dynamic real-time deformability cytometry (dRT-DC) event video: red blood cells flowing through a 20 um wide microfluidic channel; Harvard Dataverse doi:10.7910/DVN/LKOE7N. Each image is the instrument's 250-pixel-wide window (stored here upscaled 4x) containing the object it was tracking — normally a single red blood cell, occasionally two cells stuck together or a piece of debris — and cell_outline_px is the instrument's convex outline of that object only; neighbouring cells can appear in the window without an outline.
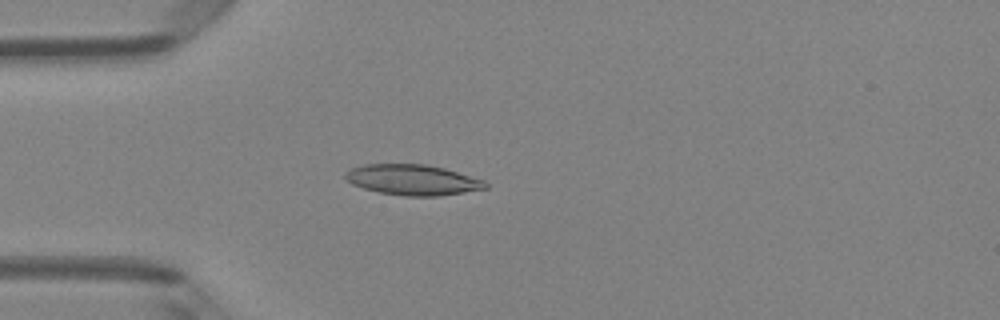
{"species": "Egyptian fruit bat (a non-hibernating species)", "species_latin": "Rousettus aegyptiacus", "temperature_condition": "room temperature", "stored_images_in_passage": 49, "camera_frame_rate_fps": 3000, "um_per_image_px": 0.085, "animal": {"sex": "female"}, "frame": {"image": 1, "passage_image": 14, "time_ms": 4.333, "image_size_px": [1000, 320], "cell_outline_px": [[488, 188], [440, 196], [404, 196], [380, 192], [364, 188], [352, 184], [344, 180], [344, 172], [352, 168], [364, 164], [424, 164], [444, 168], [484, 180], [488, 184]], "centroid_in_image_um": [35.05, 15.29], "position_along_channel_um": 49.9, "area_um2": 24.97}}
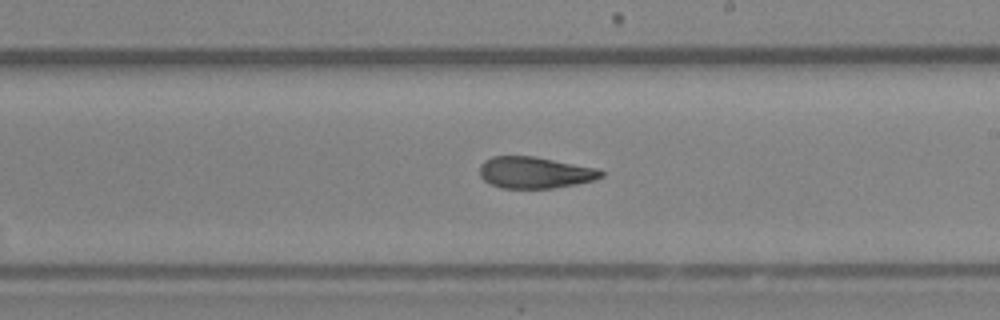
{"frame": {"image": 2, "passage_image": 29, "time_ms": 9.333, "image_size_px": [1000, 320], "cell_outline_px": [[604, 176], [592, 180], [576, 184], [552, 188], [500, 188], [484, 180], [480, 176], [480, 164], [484, 160], [492, 156], [532, 156], [596, 168], [604, 172]], "centroid_in_image_um": [45.43, 14.66], "position_along_channel_um": 243.6, "area_um2": 22.14}}
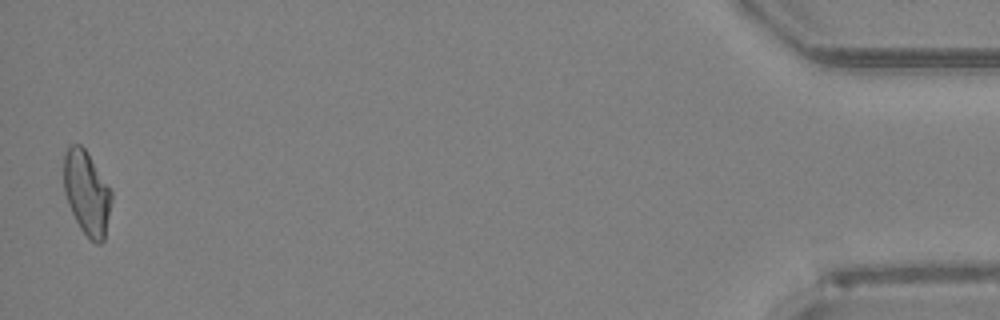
{"frame": {"image": 3, "passage_image": 49, "time_ms": 16.0, "image_size_px": [1000, 320], "cell_outline_px": [[112, 200], [104, 240], [100, 244], [96, 244], [80, 228], [68, 204], [64, 192], [64, 152], [72, 144], [80, 144], [84, 148], [112, 192]], "centroid_in_image_um": [7.37, 16.41], "position_along_channel_um": 427.8, "area_um2": 23.0}, "authors_computed_cell_mechanics": {"area_um2": 23.1778, "velocity_mm_per_s": 4.113, "shape_relaxation_time_tau1_ms": null, "shape_relaxation_time_tau2_ms": 3.7793, "deformation_change_tau1": null, "deformation_change_tau2": 0.1083}}